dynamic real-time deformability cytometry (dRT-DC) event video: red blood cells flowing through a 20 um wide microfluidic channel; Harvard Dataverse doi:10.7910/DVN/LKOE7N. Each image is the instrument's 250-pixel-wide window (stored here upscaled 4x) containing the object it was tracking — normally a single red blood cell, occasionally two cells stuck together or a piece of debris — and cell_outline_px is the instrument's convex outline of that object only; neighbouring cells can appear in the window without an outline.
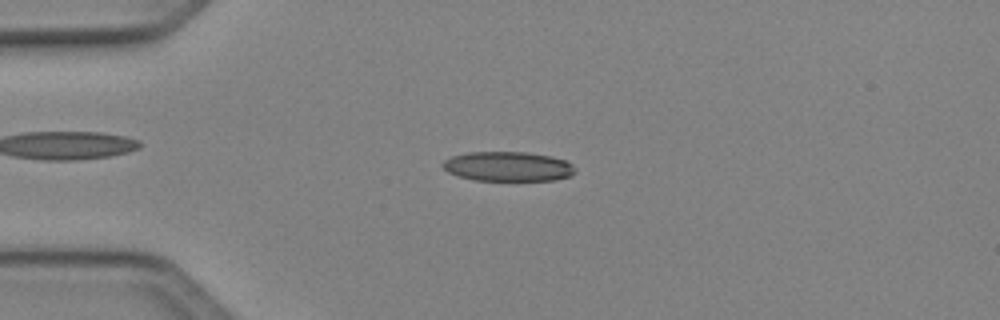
{"species": "Egyptian fruit bat (a non-hibernating species)", "species_latin": "Rousettus aegyptiacus", "temperature_condition": "cold", "stored_images_in_passage": 45, "camera_frame_rate_fps": 3000, "um_per_image_px": 0.085, "animal": {"sex": "female"}, "frame": {"image": 1, "passage_image": 8, "time_ms": 2.333, "image_size_px": [1000, 320], "cell_outline_px": [[576, 172], [572, 176], [556, 180], [476, 180], [460, 176], [448, 172], [440, 164], [444, 160], [452, 156], [468, 152], [524, 152], [552, 156], [564, 160], [572, 164], [576, 168]], "centroid_in_image_um": [43.21, 14.14], "position_along_channel_um": 41.8, "area_um2": 22.89}}
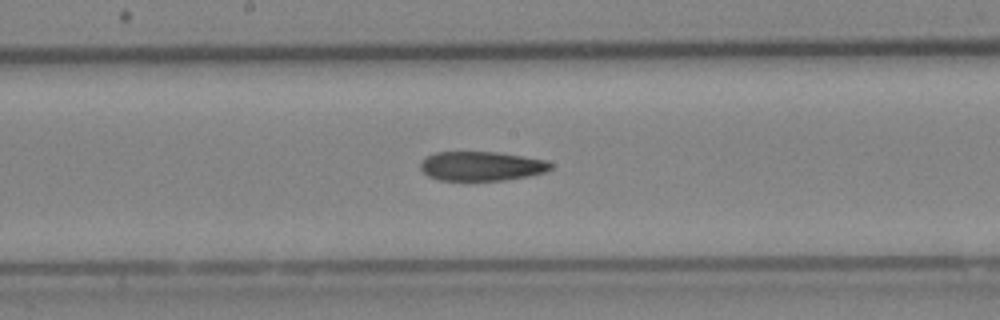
{"frame": {"image": 2, "passage_image": 22, "time_ms": 7.0, "image_size_px": [1000, 320], "cell_outline_px": [[552, 168], [544, 172], [528, 176], [504, 180], [436, 180], [428, 176], [420, 168], [420, 160], [436, 152], [496, 152], [548, 160], [552, 164]], "centroid_in_image_um": [40.91, 14.12], "position_along_channel_um": 207.3, "area_um2": 22.25}}
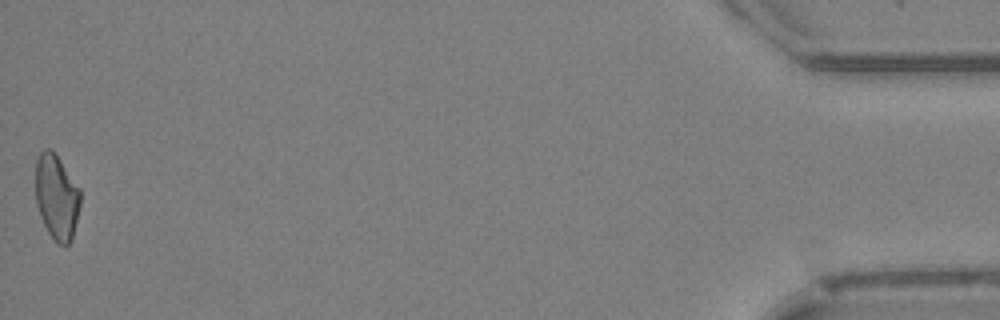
{"frame": {"image": 3, "passage_image": 45, "time_ms": 14.667, "image_size_px": [1000, 320], "cell_outline_px": [[80, 204], [72, 240], [68, 244], [60, 244], [48, 232], [40, 216], [36, 204], [36, 160], [40, 152], [44, 148], [52, 148], [80, 188]], "centroid_in_image_um": [4.81, 16.7], "position_along_channel_um": 430.4, "area_um2": 22.2}, "authors_computed_cell_mechanics": {"area_um2": 22.8888, "velocity_mm_per_s": 4.136, "shape_relaxation_time_tau1_ms": 10.5577, "shape_relaxation_time_tau2_ms": null, "deformation_change_tau1": 0.2059, "deformation_change_tau2": null}}